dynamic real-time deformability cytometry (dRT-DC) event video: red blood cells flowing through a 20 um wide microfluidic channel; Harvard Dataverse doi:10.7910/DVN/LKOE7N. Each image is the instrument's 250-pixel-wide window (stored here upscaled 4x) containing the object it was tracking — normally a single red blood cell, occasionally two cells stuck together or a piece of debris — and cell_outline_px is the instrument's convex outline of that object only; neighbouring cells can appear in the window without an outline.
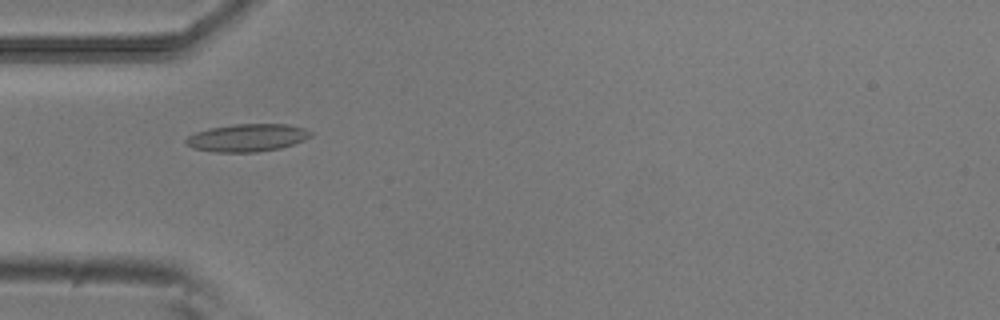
{"species": "common noctule bat (a hibernating species)", "species_latin": "Nyctalus noctula", "temperature_condition": "room temperature", "stored_images_in_passage": 5, "camera_frame_rate_fps": 3000, "um_per_image_px": 0.085, "animal": {"sex": "male", "body_mass_g": 20.5, "forearm_length_mm": 52.5}, "frame": {"image": 1, "passage_image": 1, "time_ms": 0.0, "image_size_px": [1000, 320], "cell_outline_px": [[312, 136], [304, 140], [280, 148], [256, 152], [216, 152], [192, 148], [184, 144], [184, 140], [188, 136], [196, 132], [208, 128], [236, 124], [288, 124], [304, 128], [312, 132]], "centroid_in_image_um": [20.99, 11.7], "position_along_channel_um": 64.0, "area_um2": 20.17}}